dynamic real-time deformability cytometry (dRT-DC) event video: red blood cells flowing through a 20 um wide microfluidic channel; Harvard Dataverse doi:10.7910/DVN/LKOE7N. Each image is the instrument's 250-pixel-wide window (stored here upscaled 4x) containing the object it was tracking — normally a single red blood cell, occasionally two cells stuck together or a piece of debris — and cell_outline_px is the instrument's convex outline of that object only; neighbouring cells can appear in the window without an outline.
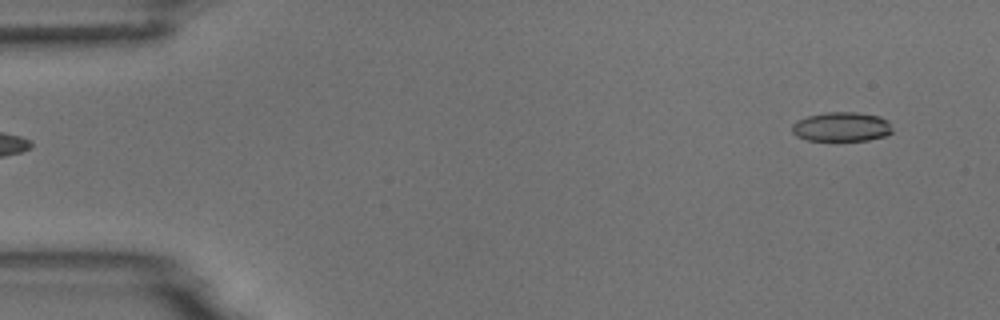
{"species": "common noctule bat (a hibernating species)", "species_latin": "Nyctalus noctula", "temperature_condition": "room temperature", "stored_images_in_passage": 6, "segment_of_instrument_passage": [2, 2], "camera_frame_rate_fps": 3000, "um_per_image_px": 0.085, "animal": {"sex": "male", "body_mass_g": 18.8}, "frame": {"image": 1, "passage_image": 6, "time_ms": 6.0, "image_size_px": [1000, 320], "cell_outline_px": [[892, 132], [884, 136], [868, 140], [808, 140], [796, 136], [792, 132], [792, 124], [796, 120], [808, 116], [824, 112], [856, 112], [880, 116], [888, 120], [892, 128]], "centroid_in_image_um": [71.53, 10.77], "position_along_channel_um": 13.5, "area_um2": 17.22}}